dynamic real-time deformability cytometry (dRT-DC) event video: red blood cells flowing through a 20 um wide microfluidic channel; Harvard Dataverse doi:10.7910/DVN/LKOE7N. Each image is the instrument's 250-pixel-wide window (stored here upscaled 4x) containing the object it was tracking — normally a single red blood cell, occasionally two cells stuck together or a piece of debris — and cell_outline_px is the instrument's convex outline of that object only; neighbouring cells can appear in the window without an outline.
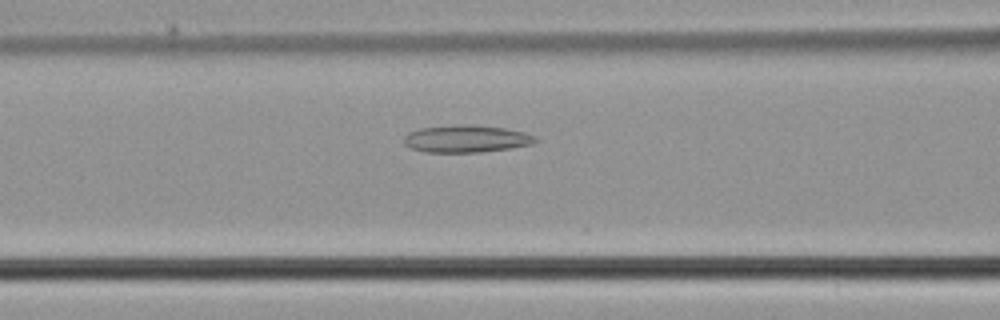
{"species": "common noctule bat (a hibernating species)", "species_latin": "Nyctalus noctula", "temperature_condition": "cold", "stored_images_in_passage": 36, "camera_frame_rate_fps": 3000, "um_per_image_px": 0.085, "animal": {"sex": "male", "body_mass_g": 21.5, "forearm_length_mm": 52.0}, "frame": {"image": 1, "passage_image": 14, "time_ms": 4.333, "image_size_px": [1000, 320], "cell_outline_px": [[540, 140], [532, 144], [508, 148], [480, 152], [424, 152], [412, 148], [404, 144], [404, 136], [408, 132], [420, 128], [460, 124], [468, 124], [504, 128], [524, 132], [536, 136]], "centroid_in_image_um": [39.63, 11.79], "position_along_channel_um": 127.0, "area_um2": 20.92}}
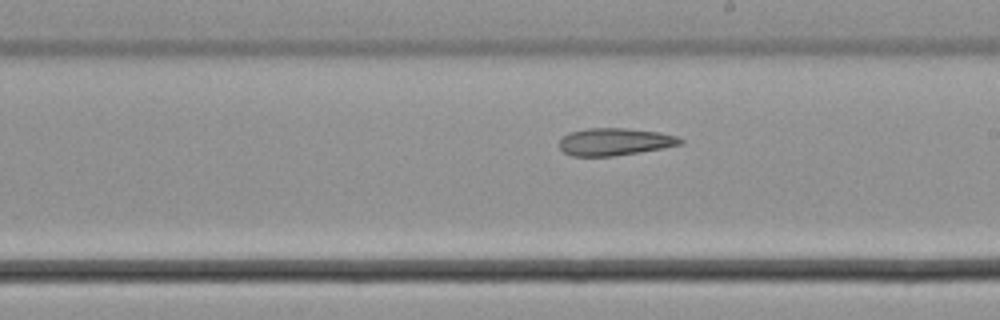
{"frame": {"image": 2, "passage_image": 22, "time_ms": 7.0, "image_size_px": [1000, 320], "cell_outline_px": [[684, 144], [664, 148], [640, 152], [612, 156], [572, 156], [564, 152], [560, 148], [560, 140], [568, 132], [588, 128], [628, 128], [660, 132], [676, 136], [684, 140]], "centroid_in_image_um": [52.29, 12.04], "position_along_channel_um": 236.7, "area_um2": 19.42}}
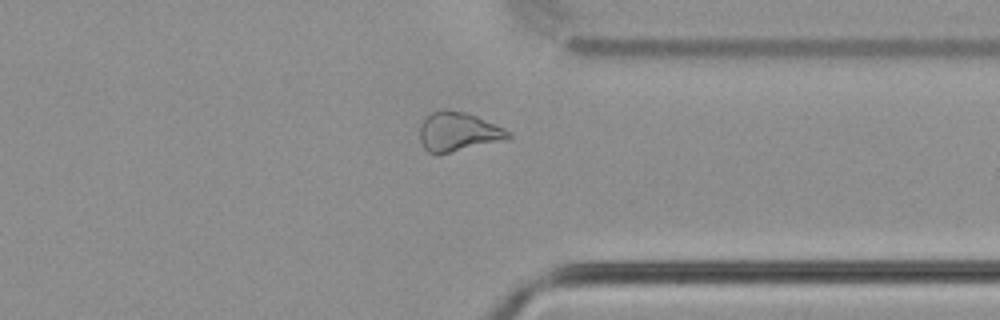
{"frame": {"image": 3, "passage_image": 32, "time_ms": 10.333, "image_size_px": [1000, 320], "cell_outline_px": [[512, 136], [508, 140], [436, 156], [428, 152], [424, 148], [420, 140], [420, 124], [432, 112], [440, 108], [444, 108], [464, 112], [476, 116], [504, 128], [512, 132]], "centroid_in_image_um": [38.96, 11.23], "position_along_channel_um": 372.4, "area_um2": 20.69}}